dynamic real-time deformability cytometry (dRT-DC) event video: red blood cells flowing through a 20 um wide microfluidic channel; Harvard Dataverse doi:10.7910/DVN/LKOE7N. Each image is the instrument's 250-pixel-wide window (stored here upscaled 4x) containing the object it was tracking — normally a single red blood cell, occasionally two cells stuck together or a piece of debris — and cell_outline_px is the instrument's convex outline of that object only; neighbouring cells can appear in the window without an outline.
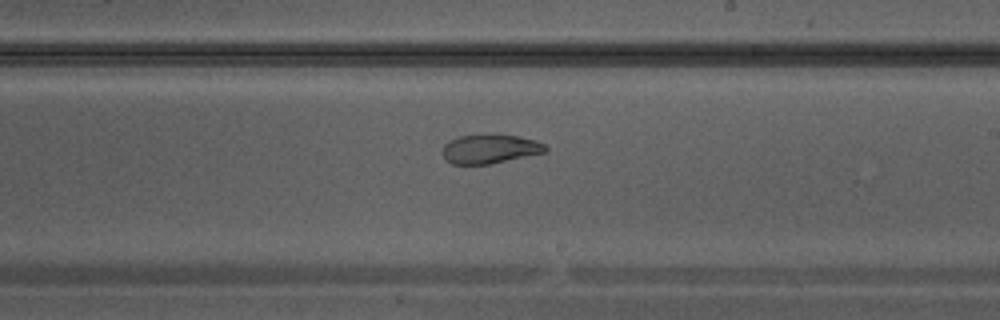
{"species": "Egyptian fruit bat (a non-hibernating species)", "species_latin": "Rousettus aegyptiacus", "temperature_condition": "warm", "stored_images_in_passage": 26, "camera_frame_rate_fps": 3000, "um_per_image_px": 0.085, "animal": {"sex": "male"}, "frame": {"image": 1, "passage_image": 12, "time_ms": 3.667, "image_size_px": [1000, 320], "cell_outline_px": [[548, 148], [544, 152], [488, 164], [452, 164], [440, 152], [444, 144], [448, 140], [460, 136], [516, 136], [536, 140], [544, 144]], "centroid_in_image_um": [41.59, 12.67], "position_along_channel_um": 247.4, "area_um2": 16.88}}
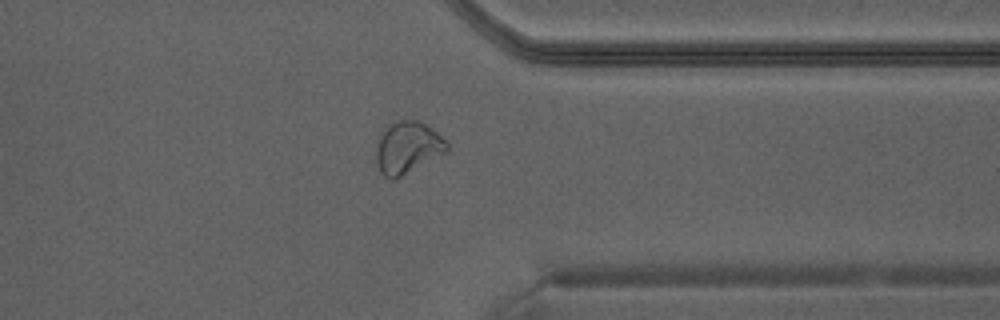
{"frame": {"image": 2, "passage_image": 19, "time_ms": 6.0, "image_size_px": [1000, 320], "cell_outline_px": [[448, 152], [392, 180], [384, 176], [380, 172], [376, 164], [376, 140], [388, 124], [392, 120], [420, 120], [448, 140]], "centroid_in_image_um": [34.64, 12.51], "position_along_channel_um": 376.8, "area_um2": 21.79}}